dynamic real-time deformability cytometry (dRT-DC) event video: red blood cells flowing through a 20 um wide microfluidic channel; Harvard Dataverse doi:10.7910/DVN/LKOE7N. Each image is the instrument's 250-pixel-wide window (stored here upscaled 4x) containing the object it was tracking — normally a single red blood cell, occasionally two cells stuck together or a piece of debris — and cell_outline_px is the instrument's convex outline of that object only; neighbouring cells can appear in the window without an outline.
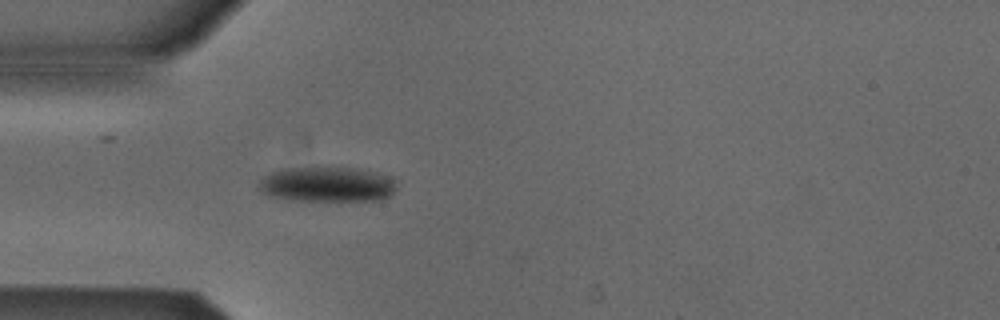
{"species": "Egyptian fruit bat (a non-hibernating species)", "species_latin": "Rousettus aegyptiacus", "temperature_condition": "cold", "stored_images_in_passage": 32, "camera_frame_rate_fps": 3000, "um_per_image_px": 0.085, "animal": {"sex": "male"}, "frame": {"image": 1, "passage_image": 1, "time_ms": 0.0, "image_size_px": [1000, 320], "cell_outline_px": [[396, 188], [388, 196], [380, 200], [292, 200], [272, 196], [260, 192], [260, 180], [264, 176], [272, 172], [288, 168], [348, 168], [372, 172], [396, 180]], "centroid_in_image_um": [27.78, 15.68], "position_along_channel_um": 57.2, "area_um2": 27.46}}
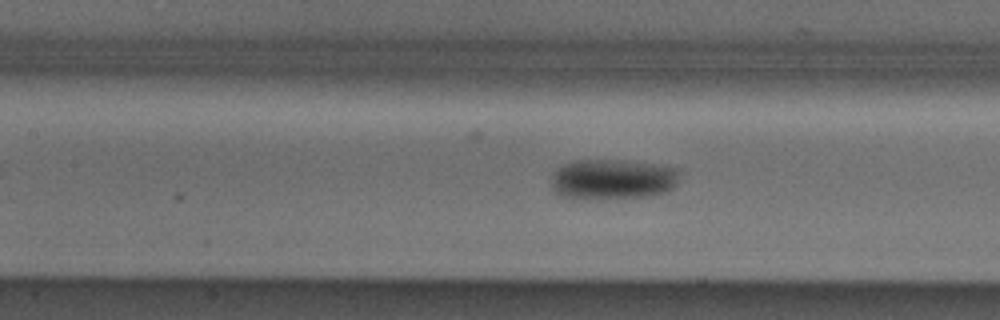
{"frame": {"image": 2, "passage_image": 9, "time_ms": 2.667, "image_size_px": [1000, 320], "cell_outline_px": [[680, 172], [676, 184], [668, 192], [648, 196], [588, 200], [576, 200], [564, 196], [556, 192], [552, 188], [552, 176], [564, 164], [576, 160], [604, 160], [652, 164], [676, 168]], "centroid_in_image_um": [52.07, 15.28], "position_along_channel_um": 155.3, "area_um2": 30.06}}
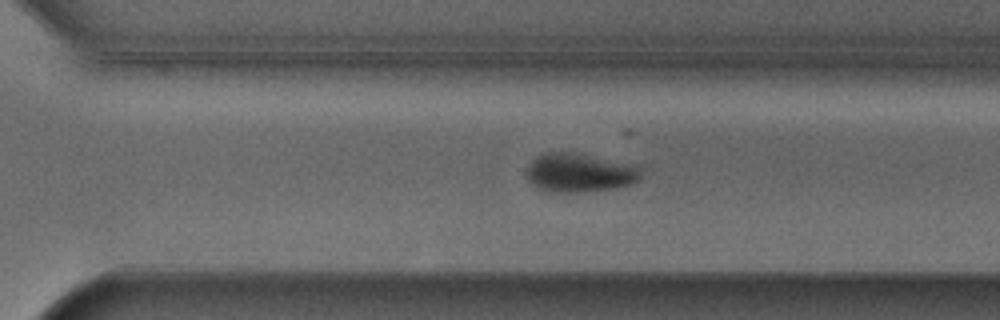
{"frame": {"image": 3, "passage_image": 22, "time_ms": 7.0, "image_size_px": [1000, 320], "cell_outline_px": [[640, 176], [632, 184], [612, 188], [584, 192], [548, 192], [536, 188], [524, 176], [524, 172], [528, 164], [536, 156], [544, 152], [580, 152], [636, 164], [640, 168]], "centroid_in_image_um": [49.21, 14.66], "position_along_channel_um": 321.4, "area_um2": 26.65}, "authors_computed_cell_mechanics": {"area_um2": 27.7151, "velocity_mm_per_s": 3.844, "shape_relaxation_time_tau1_ms": 3.805, "shape_relaxation_time_tau2_ms": null, "deformation_change_tau1": 0.1034, "deformation_change_tau2": null}}